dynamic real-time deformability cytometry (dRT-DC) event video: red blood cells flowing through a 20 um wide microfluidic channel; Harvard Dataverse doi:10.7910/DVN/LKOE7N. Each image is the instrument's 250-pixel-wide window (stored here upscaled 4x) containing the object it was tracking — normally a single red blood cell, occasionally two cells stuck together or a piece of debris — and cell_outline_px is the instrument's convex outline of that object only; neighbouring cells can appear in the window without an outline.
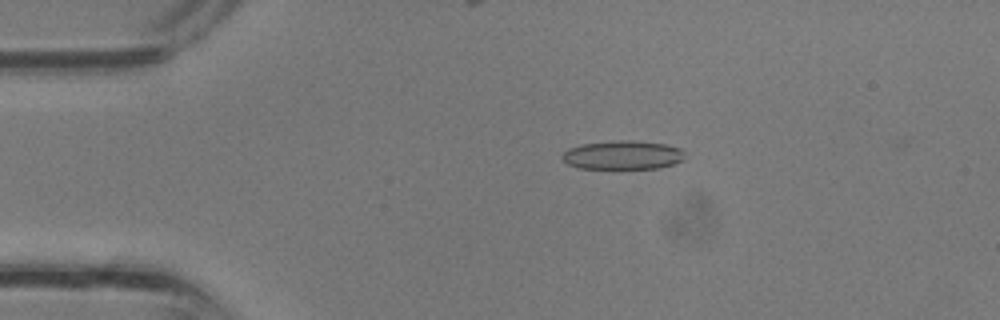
{"species": "common noctule bat (a hibernating species)", "species_latin": "Nyctalus noctula", "temperature_condition": "room temperature", "stored_images_in_passage": 36, "camera_frame_rate_fps": 3000, "um_per_image_px": 0.085, "animal": {"sex": "male", "body_mass_g": 13.3}, "frame": {"image": 1, "passage_image": 7, "time_ms": 2.0, "image_size_px": [1000, 320], "cell_outline_px": [[684, 160], [660, 168], [580, 168], [568, 164], [560, 156], [568, 148], [580, 144], [612, 140], [632, 140], [668, 144], [680, 148], [684, 152]], "centroid_in_image_um": [52.94, 13.16], "position_along_channel_um": 32.1, "area_um2": 20.75}}
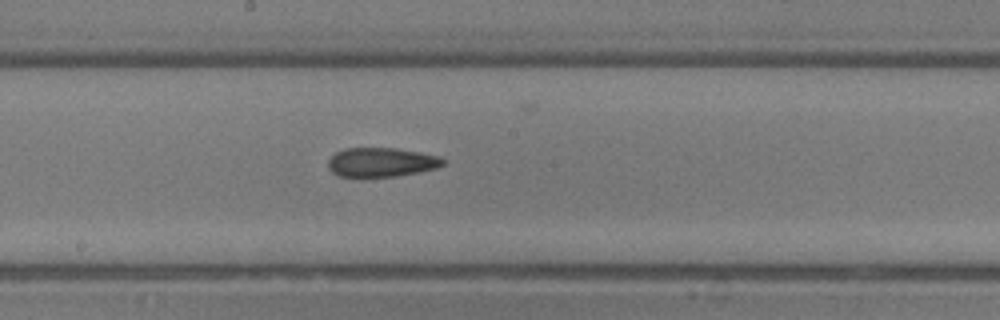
{"frame": {"image": 2, "passage_image": 19, "time_ms": 6.0, "image_size_px": [1000, 320], "cell_outline_px": [[444, 164], [436, 168], [420, 172], [396, 176], [364, 180], [336, 176], [328, 168], [328, 160], [336, 152], [344, 148], [396, 148], [420, 152], [440, 156], [444, 160]], "centroid_in_image_um": [32.36, 13.84], "position_along_channel_um": 215.8, "area_um2": 20.4}}
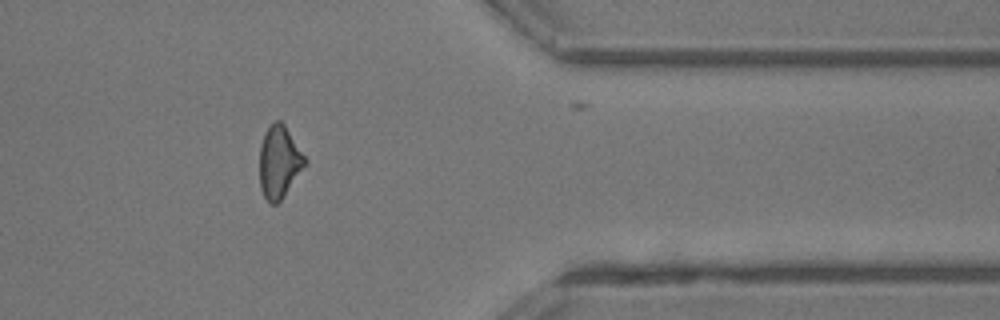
{"frame": {"image": 3, "passage_image": 29, "time_ms": 9.333, "image_size_px": [1000, 320], "cell_outline_px": [[308, 164], [280, 200], [276, 204], [272, 204], [264, 196], [260, 188], [260, 144], [264, 132], [276, 120], [280, 120], [284, 124], [308, 160]], "centroid_in_image_um": [23.75, 13.76], "position_along_channel_um": 387.6, "area_um2": 19.13}}